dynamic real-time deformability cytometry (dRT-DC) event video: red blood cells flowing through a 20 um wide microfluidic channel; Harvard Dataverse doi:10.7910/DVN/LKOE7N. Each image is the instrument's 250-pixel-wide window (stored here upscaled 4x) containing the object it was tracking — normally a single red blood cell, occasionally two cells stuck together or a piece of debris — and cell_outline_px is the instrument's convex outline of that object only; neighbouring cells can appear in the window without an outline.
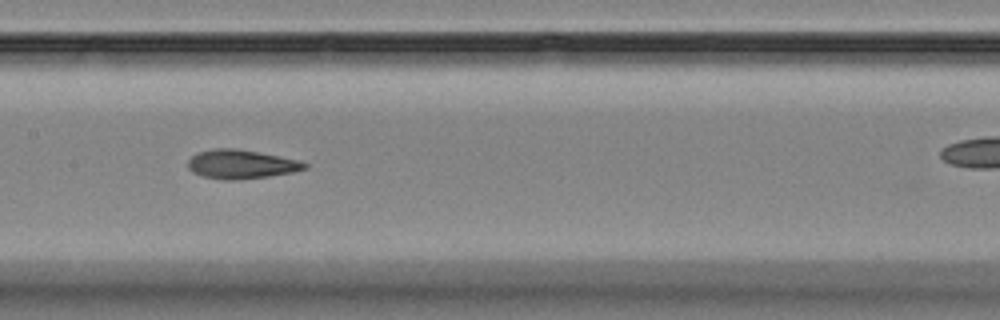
{"species": "Egyptian fruit bat (a non-hibernating species)", "species_latin": "Rousettus aegyptiacus", "temperature_condition": "room temperature", "stored_images_in_passage": 10, "camera_frame_rate_fps": 3000, "um_per_image_px": 0.085, "animal": {"sex": "female"}, "frame": {"image": 1, "passage_image": 7, "time_ms": 6.667, "image_size_px": [1000, 320], "cell_outline_px": [[308, 168], [292, 172], [268, 176], [236, 180], [224, 180], [204, 176], [192, 172], [188, 168], [188, 160], [196, 152], [212, 148], [236, 148], [300, 160], [308, 164]], "centroid_in_image_um": [20.48, 13.95], "position_along_channel_um": 186.9, "area_um2": 19.71}}
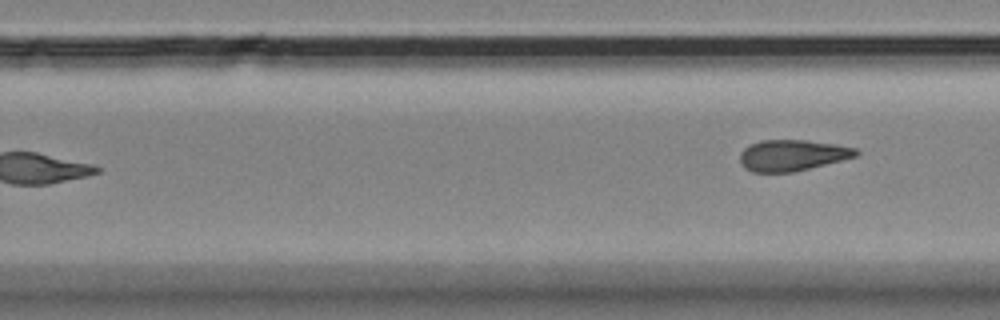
{"frame": {"image": 2, "passage_image": 10, "time_ms": 10.667, "image_size_px": [1000, 320], "cell_outline_px": [[860, 152], [856, 156], [792, 172], [752, 172], [744, 168], [740, 164], [740, 152], [748, 144], [760, 140], [804, 140], [836, 144], [856, 148]], "centroid_in_image_um": [67.28, 13.19], "position_along_channel_um": 262.5, "area_um2": 20.98}}